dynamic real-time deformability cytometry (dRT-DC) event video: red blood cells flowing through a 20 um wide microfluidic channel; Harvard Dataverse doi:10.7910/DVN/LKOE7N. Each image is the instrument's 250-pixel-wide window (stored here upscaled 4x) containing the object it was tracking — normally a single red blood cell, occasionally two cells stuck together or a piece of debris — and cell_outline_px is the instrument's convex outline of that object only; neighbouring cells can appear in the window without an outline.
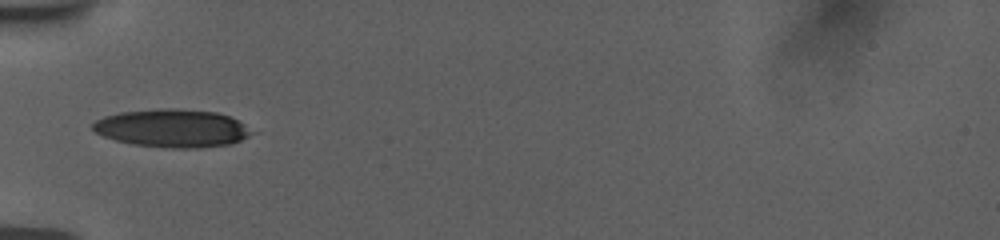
{"species": "human", "species_latin": "Homo sapiens", "temperature_condition": "room temperature", "stored_images_in_passage": 36, "camera_frame_rate_fps": 3000, "um_per_image_px": 0.085, "donor": {"sex": "female"}, "frame": {"image": 1, "passage_image": 1, "time_ms": 0.0, "image_size_px": [1000, 240], "cell_outline_px": [[252, 132], [248, 136], [240, 140], [228, 144], [200, 148], [168, 148], [132, 144], [116, 140], [104, 136], [96, 132], [92, 128], [92, 124], [96, 120], [104, 116], [120, 112], [160, 108], [176, 108], [216, 112], [228, 116], [244, 124]], "centroid_in_image_um": [14.6, 10.89], "position_along_channel_um": 70.4, "area_um2": 35.03}}
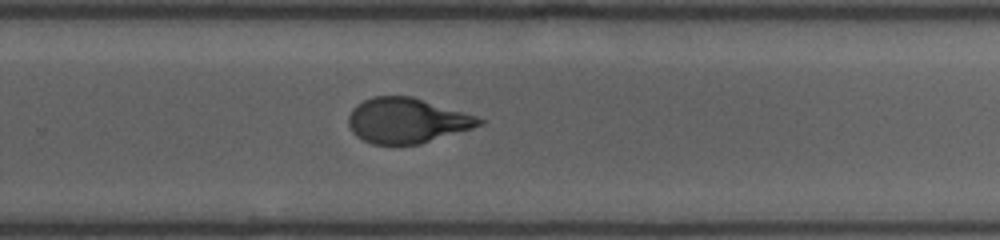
{"frame": {"image": 2, "passage_image": 19, "time_ms": 6.0, "image_size_px": [1000, 240], "cell_outline_px": [[484, 124], [472, 128], [420, 144], [372, 144], [356, 136], [348, 124], [348, 116], [352, 108], [356, 104], [372, 96], [412, 96], [476, 116], [484, 120]], "centroid_in_image_um": [34.56, 10.24], "position_along_channel_um": 295.2, "area_um2": 34.22}}
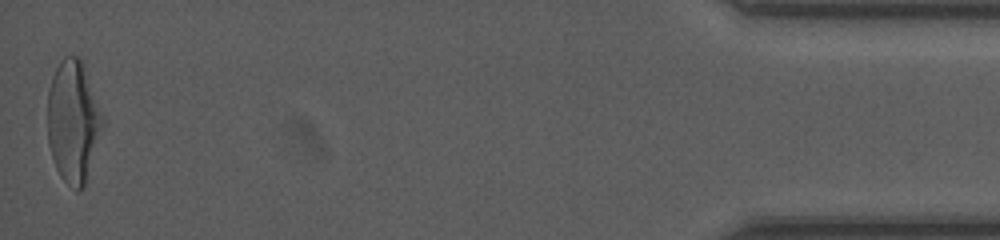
{"frame": {"image": 3, "passage_image": 36, "time_ms": 11.667, "image_size_px": [1000, 240], "cell_outline_px": [[104, 128], [84, 184], [76, 192], [60, 176], [56, 168], [48, 144], [48, 92], [52, 76], [56, 68], [64, 56], [80, 56], [104, 116]], "centroid_in_image_um": [6.24, 10.31], "position_along_channel_um": 429.0, "area_um2": 39.19}, "authors_computed_cell_mechanics": {"area_um2": 35.4025, "velocity_mm_per_s": 3.78, "shape_relaxation_time_tau1_ms": 6.0153, "shape_relaxation_time_tau2_ms": 0.7864, "deformation_change_tau1": 0.2159, "deformation_change_tau2": 0.0757}}